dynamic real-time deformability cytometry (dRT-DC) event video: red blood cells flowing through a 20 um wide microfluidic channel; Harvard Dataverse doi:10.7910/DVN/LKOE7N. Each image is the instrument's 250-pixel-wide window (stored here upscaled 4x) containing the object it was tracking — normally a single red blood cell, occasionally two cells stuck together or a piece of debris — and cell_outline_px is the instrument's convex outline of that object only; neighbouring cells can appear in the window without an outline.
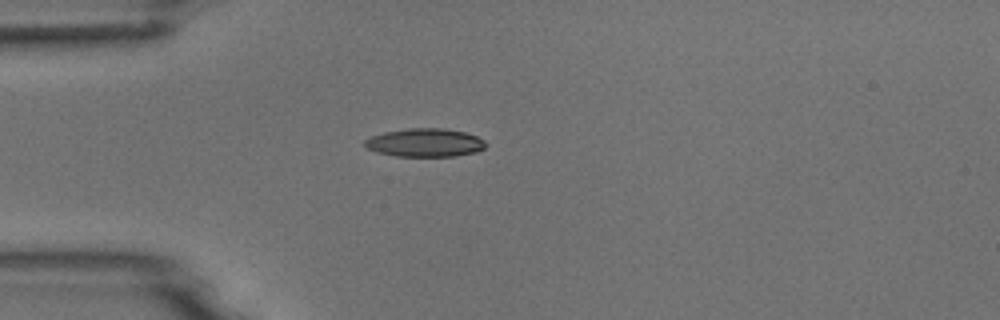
{"species": "common noctule bat (a hibernating species)", "species_latin": "Nyctalus noctula", "temperature_condition": "room temperature", "stored_images_in_passage": 1, "camera_frame_rate_fps": 3000, "um_per_image_px": 0.085, "animal": {"sex": "male", "body_mass_g": 18.8}, "frame": {"image": 1, "passage_image": 1, "time_ms": 0.0, "image_size_px": [1000, 320], "cell_outline_px": [[488, 144], [484, 148], [476, 152], [456, 156], [396, 156], [376, 152], [368, 148], [364, 144], [364, 140], [372, 136], [384, 132], [408, 128], [440, 128], [464, 132], [476, 136], [484, 140]], "centroid_in_image_um": [36.13, 12.13], "position_along_channel_um": 48.9, "area_um2": 19.94}}